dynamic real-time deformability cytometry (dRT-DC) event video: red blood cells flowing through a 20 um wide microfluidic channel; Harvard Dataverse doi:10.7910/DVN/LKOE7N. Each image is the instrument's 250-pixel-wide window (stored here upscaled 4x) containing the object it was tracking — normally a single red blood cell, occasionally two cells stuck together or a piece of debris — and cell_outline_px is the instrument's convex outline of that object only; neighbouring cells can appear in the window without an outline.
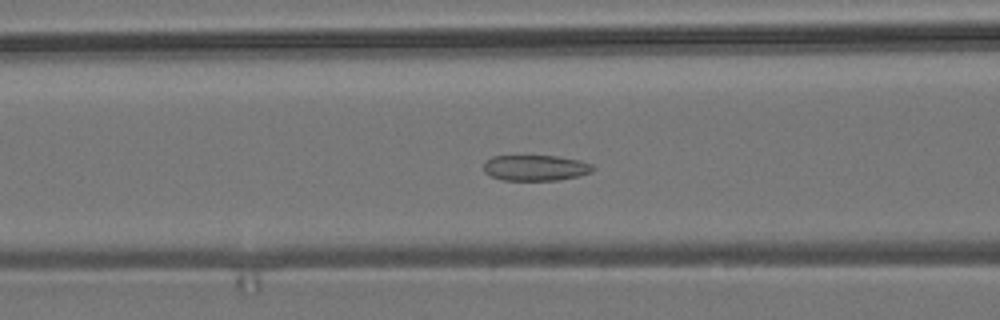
{"species": "common noctule bat (a hibernating species)", "species_latin": "Nyctalus noctula", "temperature_condition": "room temperature", "stored_images_in_passage": 50, "camera_frame_rate_fps": 3000, "um_per_image_px": 0.085, "animal": {"sex": "male", "body_mass_g": 19.2, "forearm_length_mm": 51.8}, "frame": {"image": 1, "passage_image": 20, "time_ms": 6.333, "image_size_px": [1000, 320], "cell_outline_px": [[592, 172], [580, 176], [556, 180], [504, 180], [492, 176], [484, 172], [484, 160], [492, 156], [556, 156], [580, 160], [592, 164]], "centroid_in_image_um": [45.5, 14.26], "position_along_channel_um": 121.1, "area_um2": 16.36}}
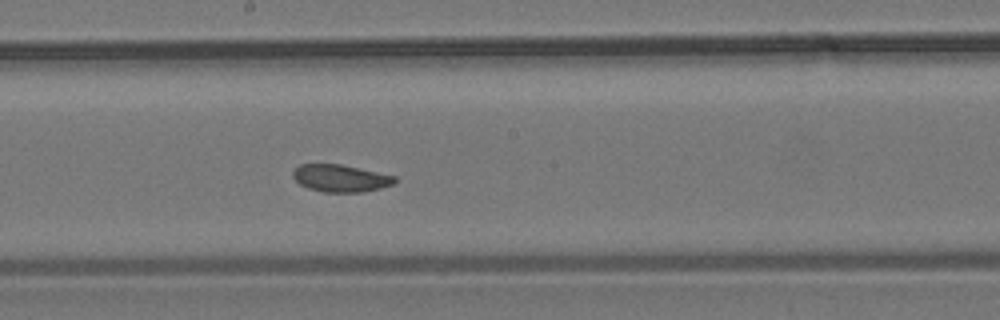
{"frame": {"image": 2, "passage_image": 28, "time_ms": 9.0, "image_size_px": [1000, 320], "cell_outline_px": [[396, 180], [392, 184], [380, 188], [364, 192], [324, 192], [308, 188], [300, 184], [292, 176], [292, 172], [300, 164], [340, 164], [396, 176]], "centroid_in_image_um": [28.93, 15.15], "position_along_channel_um": 219.3, "area_um2": 16.07}}
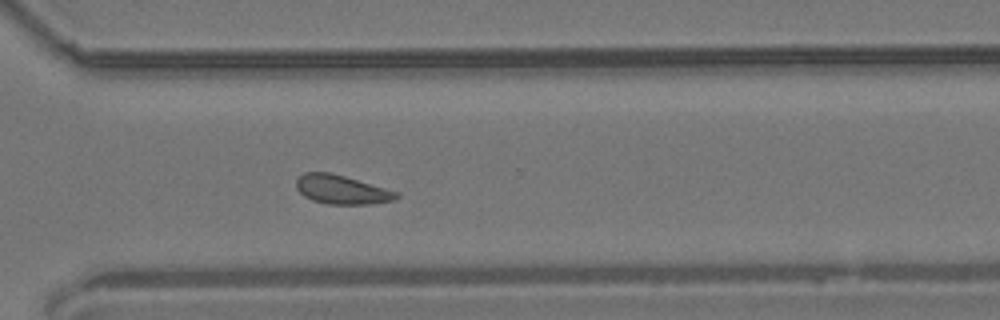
{"frame": {"image": 3, "passage_image": 38, "time_ms": 12.333, "image_size_px": [1000, 320], "cell_outline_px": [[400, 196], [396, 200], [372, 204], [328, 204], [312, 200], [304, 196], [296, 188], [296, 180], [304, 172], [328, 172], [344, 176], [400, 192]], "centroid_in_image_um": [29.07, 16.12], "position_along_channel_um": 341.5, "area_um2": 16.94}, "authors_computed_cell_mechanics": {"area_um2": 17.4845, "velocity_mm_per_s": 3.673, "shape_relaxation_time_tau1_ms": 2.3681, "shape_relaxation_time_tau2_ms": 6.5371, "deformation_change_tau1": 0.0723, "deformation_change_tau2": 0.1297}}